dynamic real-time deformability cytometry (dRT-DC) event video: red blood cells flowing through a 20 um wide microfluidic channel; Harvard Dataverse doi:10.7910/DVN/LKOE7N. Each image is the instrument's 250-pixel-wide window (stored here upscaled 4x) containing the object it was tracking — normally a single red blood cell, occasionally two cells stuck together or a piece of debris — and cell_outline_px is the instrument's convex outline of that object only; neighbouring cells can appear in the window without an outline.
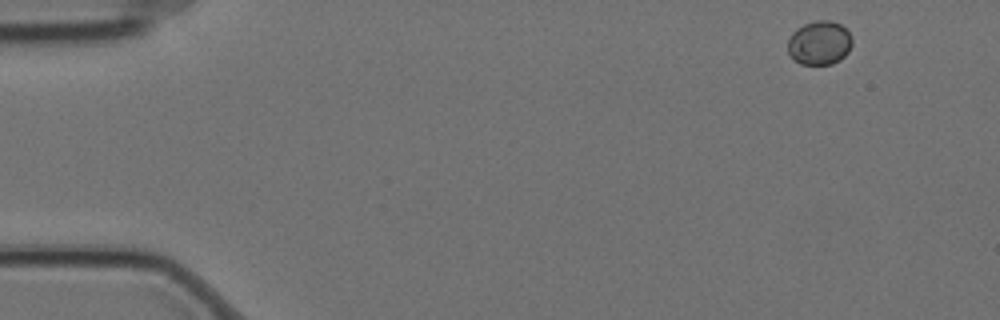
{"species": "Egyptian fruit bat (a non-hibernating species)", "species_latin": "Rousettus aegyptiacus", "temperature_condition": "cold", "stored_images_in_passage": 5, "camera_frame_rate_fps": 3000, "um_per_image_px": 0.085, "animal": {"sex": "female"}, "frame": {"image": 1, "passage_image": 1, "time_ms": 0.0, "image_size_px": [1000, 320], "cell_outline_px": [[852, 44], [848, 52], [840, 60], [832, 64], [800, 64], [792, 60], [788, 52], [788, 40], [792, 32], [796, 28], [804, 24], [816, 20], [828, 20], [840, 24], [852, 36]], "centroid_in_image_um": [69.63, 3.65], "position_along_channel_um": 15.4, "area_um2": 16.65}}
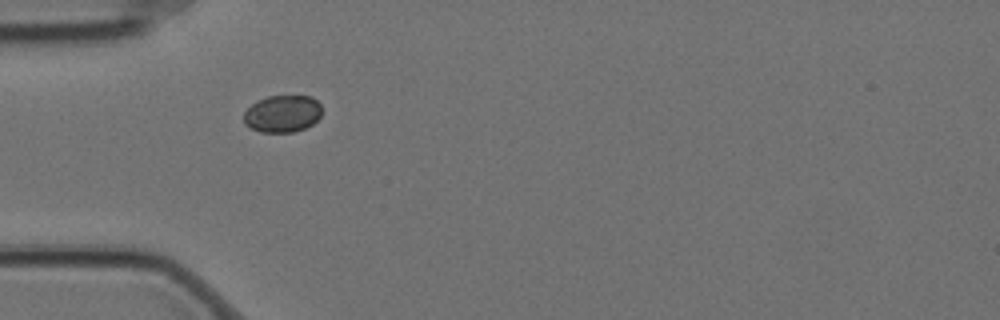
{"frame": {"image": 2, "passage_image": 4, "time_ms": 1.0, "image_size_px": [1000, 320], "cell_outline_px": [[320, 116], [312, 124], [304, 128], [292, 132], [260, 132], [244, 124], [244, 112], [252, 104], [268, 96], [312, 96], [320, 104]], "centroid_in_image_um": [24.0, 9.67], "position_along_channel_um": 61.0, "area_um2": 16.7}}
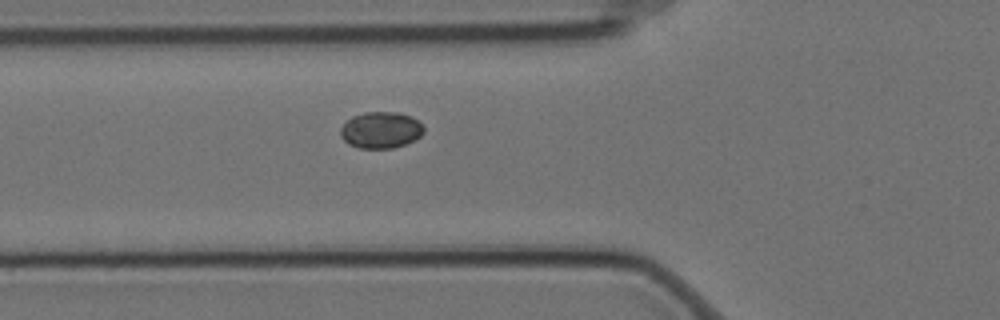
{"frame": {"image": 3, "passage_image": 5, "time_ms": 1.333, "image_size_px": [1000, 320], "cell_outline_px": [[424, 132], [420, 136], [404, 144], [392, 148], [360, 148], [348, 144], [340, 136], [340, 128], [352, 116], [364, 112], [400, 112], [412, 116], [424, 124]], "centroid_in_image_um": [32.38, 11.03], "position_along_channel_um": 93.4, "area_um2": 17.8}}